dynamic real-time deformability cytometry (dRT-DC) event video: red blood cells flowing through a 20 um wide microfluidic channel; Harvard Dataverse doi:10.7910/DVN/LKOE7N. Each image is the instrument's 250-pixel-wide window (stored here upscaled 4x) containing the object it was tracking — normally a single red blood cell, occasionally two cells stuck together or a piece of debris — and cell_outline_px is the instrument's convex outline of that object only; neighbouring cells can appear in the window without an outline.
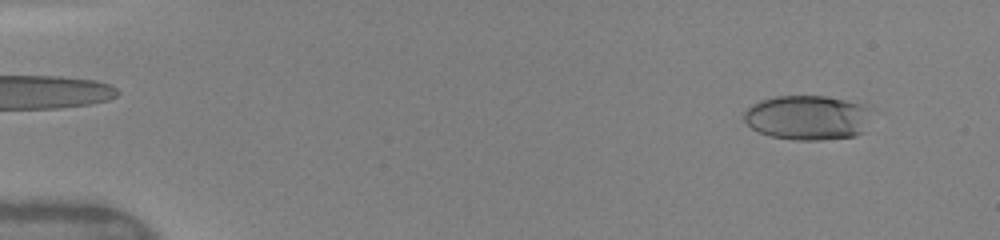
{"species": "human", "species_latin": "Homo sapiens", "temperature_condition": "warm", "stored_images_in_passage": 56, "camera_frame_rate_fps": 3000, "um_per_image_px": 0.085, "donor": {"sex": "female"}, "frame": {"image": 1, "passage_image": 6, "time_ms": 1.0, "image_size_px": [1000, 240], "cell_outline_px": [[872, 104], [864, 132], [856, 136], [820, 140], [796, 140], [772, 136], [760, 132], [752, 128], [744, 120], [744, 112], [752, 104], [760, 100], [776, 96], [824, 96]], "centroid_in_image_um": [68.7, 9.98], "position_along_channel_um": 16.3, "area_um2": 33.52}}
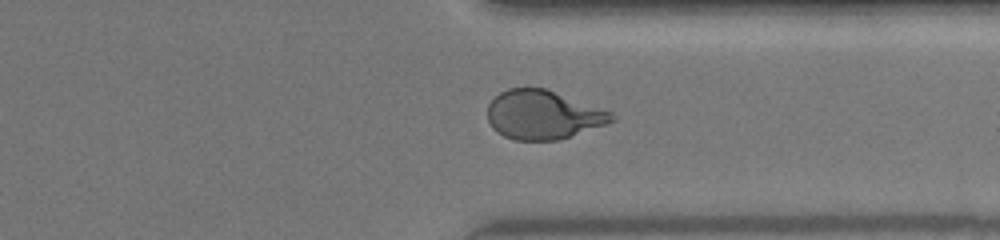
{"frame": {"image": 2, "passage_image": 41, "time_ms": 12.333, "image_size_px": [1000, 240], "cell_outline_px": [[616, 120], [556, 140], [516, 140], [504, 136], [496, 132], [492, 128], [488, 120], [488, 104], [500, 92], [508, 88], [544, 88], [612, 112], [616, 116]], "centroid_in_image_um": [46.12, 9.75], "position_along_channel_um": 365.3, "area_um2": 34.85}}
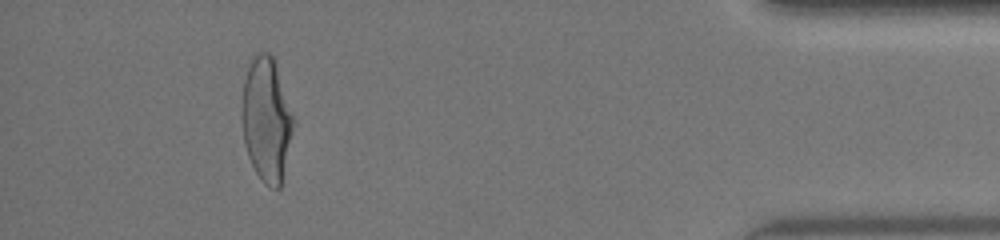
{"frame": {"image": 3, "passage_image": 49, "time_ms": 14.667, "image_size_px": [1000, 240], "cell_outline_px": [[296, 124], [280, 188], [272, 188], [264, 184], [260, 180], [248, 156], [244, 144], [240, 112], [240, 104], [244, 80], [248, 68], [256, 52], [268, 52], [272, 56], [296, 120]], "centroid_in_image_um": [22.65, 10.2], "position_along_channel_um": 412.5, "area_um2": 37.92}, "authors_computed_cell_mechanics": {"area_um2": 35.3158, "velocity_mm_per_s": 4.1841, "shape_relaxation_time_tau1_ms": 3.947, "shape_relaxation_time_tau2_ms": null, "deformation_change_tau1": 0.2001, "deformation_change_tau2": null}}